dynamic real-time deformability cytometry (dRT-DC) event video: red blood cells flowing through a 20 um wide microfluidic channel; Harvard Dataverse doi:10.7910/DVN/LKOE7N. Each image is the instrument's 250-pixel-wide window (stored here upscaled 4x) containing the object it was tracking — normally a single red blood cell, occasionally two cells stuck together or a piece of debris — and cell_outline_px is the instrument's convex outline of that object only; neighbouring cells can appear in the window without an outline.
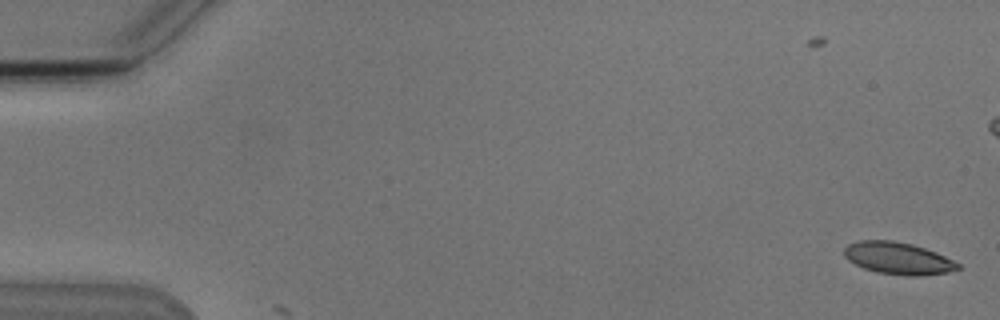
{"species": "Egyptian fruit bat (a non-hibernating species)", "species_latin": "Rousettus aegyptiacus", "temperature_condition": "cold", "stored_images_in_passage": 12, "camera_frame_rate_fps": 3000, "um_per_image_px": 0.085, "animal": {"sex": "male"}, "frame": {"image": 1, "passage_image": 2, "time_ms": 1.333, "image_size_px": [1000, 320], "cell_outline_px": [[960, 268], [948, 272], [920, 276], [908, 276], [876, 272], [864, 268], [848, 260], [844, 256], [844, 248], [848, 244], [856, 240], [892, 240], [912, 244], [936, 252], [960, 264]], "centroid_in_image_um": [76.31, 21.95], "position_along_channel_um": 8.7, "area_um2": 21.27}}
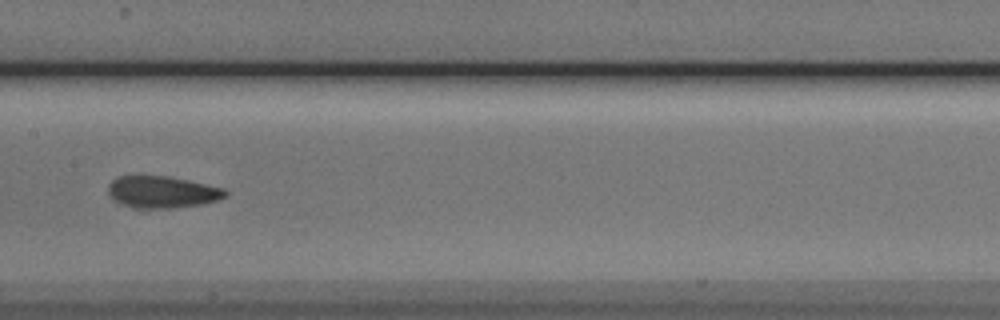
{"frame": {"image": 2, "passage_image": 9, "time_ms": 10.333, "image_size_px": [1000, 320], "cell_outline_px": [[228, 196], [220, 200], [204, 204], [176, 208], [132, 208], [116, 200], [108, 192], [108, 184], [112, 180], [120, 176], [168, 176], [224, 188], [228, 192]], "centroid_in_image_um": [13.84, 16.33], "position_along_channel_um": 193.6, "area_um2": 21.79}}
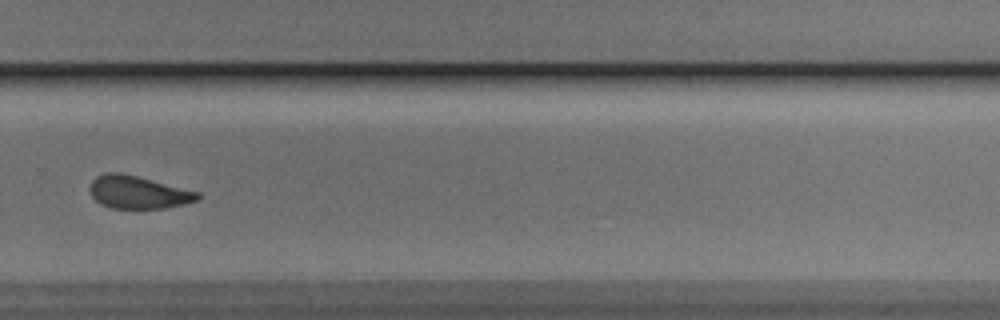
{"frame": {"image": 3, "passage_image": 12, "time_ms": 13.667, "image_size_px": [1000, 320], "cell_outline_px": [[200, 196], [196, 200], [184, 204], [164, 208], [108, 208], [100, 204], [92, 196], [88, 188], [92, 180], [96, 176], [108, 172], [120, 172], [200, 192]], "centroid_in_image_um": [11.69, 16.34], "position_along_channel_um": 318.1, "area_um2": 20.52}}